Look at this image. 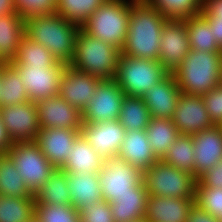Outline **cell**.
Instances as JSON below:
<instances>
[{
  "label": "cell",
  "instance_id": "40",
  "mask_svg": "<svg viewBox=\"0 0 222 222\" xmlns=\"http://www.w3.org/2000/svg\"><path fill=\"white\" fill-rule=\"evenodd\" d=\"M14 6L24 21L34 16L56 13V0H14Z\"/></svg>",
  "mask_w": 222,
  "mask_h": 222
},
{
  "label": "cell",
  "instance_id": "52",
  "mask_svg": "<svg viewBox=\"0 0 222 222\" xmlns=\"http://www.w3.org/2000/svg\"><path fill=\"white\" fill-rule=\"evenodd\" d=\"M219 222H222V215L218 218Z\"/></svg>",
  "mask_w": 222,
  "mask_h": 222
},
{
  "label": "cell",
  "instance_id": "25",
  "mask_svg": "<svg viewBox=\"0 0 222 222\" xmlns=\"http://www.w3.org/2000/svg\"><path fill=\"white\" fill-rule=\"evenodd\" d=\"M67 179L72 206L78 211L102 200L98 173H67Z\"/></svg>",
  "mask_w": 222,
  "mask_h": 222
},
{
  "label": "cell",
  "instance_id": "8",
  "mask_svg": "<svg viewBox=\"0 0 222 222\" xmlns=\"http://www.w3.org/2000/svg\"><path fill=\"white\" fill-rule=\"evenodd\" d=\"M7 155L13 161L33 195L46 183L48 177L56 169L43 155L35 141L16 142Z\"/></svg>",
  "mask_w": 222,
  "mask_h": 222
},
{
  "label": "cell",
  "instance_id": "35",
  "mask_svg": "<svg viewBox=\"0 0 222 222\" xmlns=\"http://www.w3.org/2000/svg\"><path fill=\"white\" fill-rule=\"evenodd\" d=\"M0 194L11 197H34L8 155H0Z\"/></svg>",
  "mask_w": 222,
  "mask_h": 222
},
{
  "label": "cell",
  "instance_id": "50",
  "mask_svg": "<svg viewBox=\"0 0 222 222\" xmlns=\"http://www.w3.org/2000/svg\"><path fill=\"white\" fill-rule=\"evenodd\" d=\"M30 222H39L35 217Z\"/></svg>",
  "mask_w": 222,
  "mask_h": 222
},
{
  "label": "cell",
  "instance_id": "34",
  "mask_svg": "<svg viewBox=\"0 0 222 222\" xmlns=\"http://www.w3.org/2000/svg\"><path fill=\"white\" fill-rule=\"evenodd\" d=\"M34 197H11L0 194V222H30L35 217Z\"/></svg>",
  "mask_w": 222,
  "mask_h": 222
},
{
  "label": "cell",
  "instance_id": "9",
  "mask_svg": "<svg viewBox=\"0 0 222 222\" xmlns=\"http://www.w3.org/2000/svg\"><path fill=\"white\" fill-rule=\"evenodd\" d=\"M98 174L102 199L109 203L131 192L143 181V173L139 169L118 157L104 159Z\"/></svg>",
  "mask_w": 222,
  "mask_h": 222
},
{
  "label": "cell",
  "instance_id": "12",
  "mask_svg": "<svg viewBox=\"0 0 222 222\" xmlns=\"http://www.w3.org/2000/svg\"><path fill=\"white\" fill-rule=\"evenodd\" d=\"M185 20L168 19L162 27L158 61L172 74L190 52Z\"/></svg>",
  "mask_w": 222,
  "mask_h": 222
},
{
  "label": "cell",
  "instance_id": "2",
  "mask_svg": "<svg viewBox=\"0 0 222 222\" xmlns=\"http://www.w3.org/2000/svg\"><path fill=\"white\" fill-rule=\"evenodd\" d=\"M81 27L57 13L25 20V35L47 48L60 62L69 65L75 53L77 34Z\"/></svg>",
  "mask_w": 222,
  "mask_h": 222
},
{
  "label": "cell",
  "instance_id": "22",
  "mask_svg": "<svg viewBox=\"0 0 222 222\" xmlns=\"http://www.w3.org/2000/svg\"><path fill=\"white\" fill-rule=\"evenodd\" d=\"M117 157L134 165L142 173L158 161L152 152L146 130L126 131Z\"/></svg>",
  "mask_w": 222,
  "mask_h": 222
},
{
  "label": "cell",
  "instance_id": "47",
  "mask_svg": "<svg viewBox=\"0 0 222 222\" xmlns=\"http://www.w3.org/2000/svg\"><path fill=\"white\" fill-rule=\"evenodd\" d=\"M212 28L217 45L222 49V20H207Z\"/></svg>",
  "mask_w": 222,
  "mask_h": 222
},
{
  "label": "cell",
  "instance_id": "41",
  "mask_svg": "<svg viewBox=\"0 0 222 222\" xmlns=\"http://www.w3.org/2000/svg\"><path fill=\"white\" fill-rule=\"evenodd\" d=\"M79 212L81 222H114L110 204L103 199L84 206Z\"/></svg>",
  "mask_w": 222,
  "mask_h": 222
},
{
  "label": "cell",
  "instance_id": "27",
  "mask_svg": "<svg viewBox=\"0 0 222 222\" xmlns=\"http://www.w3.org/2000/svg\"><path fill=\"white\" fill-rule=\"evenodd\" d=\"M146 134L155 157L160 160L167 148L180 136L172 119L151 118L146 127Z\"/></svg>",
  "mask_w": 222,
  "mask_h": 222
},
{
  "label": "cell",
  "instance_id": "7",
  "mask_svg": "<svg viewBox=\"0 0 222 222\" xmlns=\"http://www.w3.org/2000/svg\"><path fill=\"white\" fill-rule=\"evenodd\" d=\"M143 182L148 196L195 198L197 178L161 160L143 173Z\"/></svg>",
  "mask_w": 222,
  "mask_h": 222
},
{
  "label": "cell",
  "instance_id": "30",
  "mask_svg": "<svg viewBox=\"0 0 222 222\" xmlns=\"http://www.w3.org/2000/svg\"><path fill=\"white\" fill-rule=\"evenodd\" d=\"M184 20L191 50L222 52V49L217 45L212 28L201 13Z\"/></svg>",
  "mask_w": 222,
  "mask_h": 222
},
{
  "label": "cell",
  "instance_id": "32",
  "mask_svg": "<svg viewBox=\"0 0 222 222\" xmlns=\"http://www.w3.org/2000/svg\"><path fill=\"white\" fill-rule=\"evenodd\" d=\"M59 63L60 61L47 48L24 35L18 46L16 60L12 64L44 67Z\"/></svg>",
  "mask_w": 222,
  "mask_h": 222
},
{
  "label": "cell",
  "instance_id": "24",
  "mask_svg": "<svg viewBox=\"0 0 222 222\" xmlns=\"http://www.w3.org/2000/svg\"><path fill=\"white\" fill-rule=\"evenodd\" d=\"M148 192L142 181L131 192L110 202L114 222H132L146 217Z\"/></svg>",
  "mask_w": 222,
  "mask_h": 222
},
{
  "label": "cell",
  "instance_id": "31",
  "mask_svg": "<svg viewBox=\"0 0 222 222\" xmlns=\"http://www.w3.org/2000/svg\"><path fill=\"white\" fill-rule=\"evenodd\" d=\"M151 115L142 97L125 95L118 121L126 131L146 130Z\"/></svg>",
  "mask_w": 222,
  "mask_h": 222
},
{
  "label": "cell",
  "instance_id": "17",
  "mask_svg": "<svg viewBox=\"0 0 222 222\" xmlns=\"http://www.w3.org/2000/svg\"><path fill=\"white\" fill-rule=\"evenodd\" d=\"M172 120L181 135H193L214 126L199 95L181 93Z\"/></svg>",
  "mask_w": 222,
  "mask_h": 222
},
{
  "label": "cell",
  "instance_id": "11",
  "mask_svg": "<svg viewBox=\"0 0 222 222\" xmlns=\"http://www.w3.org/2000/svg\"><path fill=\"white\" fill-rule=\"evenodd\" d=\"M125 94L113 80H103L96 89L93 99L82 111L85 123L95 124L118 120Z\"/></svg>",
  "mask_w": 222,
  "mask_h": 222
},
{
  "label": "cell",
  "instance_id": "13",
  "mask_svg": "<svg viewBox=\"0 0 222 222\" xmlns=\"http://www.w3.org/2000/svg\"><path fill=\"white\" fill-rule=\"evenodd\" d=\"M0 114L13 143L36 140L41 130L36 103L29 101L10 107L1 106Z\"/></svg>",
  "mask_w": 222,
  "mask_h": 222
},
{
  "label": "cell",
  "instance_id": "14",
  "mask_svg": "<svg viewBox=\"0 0 222 222\" xmlns=\"http://www.w3.org/2000/svg\"><path fill=\"white\" fill-rule=\"evenodd\" d=\"M103 80L89 73L81 72L70 65L62 74L58 95L70 105L83 111L96 94L97 86Z\"/></svg>",
  "mask_w": 222,
  "mask_h": 222
},
{
  "label": "cell",
  "instance_id": "39",
  "mask_svg": "<svg viewBox=\"0 0 222 222\" xmlns=\"http://www.w3.org/2000/svg\"><path fill=\"white\" fill-rule=\"evenodd\" d=\"M195 204L218 219L222 215V188L206 187L197 180Z\"/></svg>",
  "mask_w": 222,
  "mask_h": 222
},
{
  "label": "cell",
  "instance_id": "43",
  "mask_svg": "<svg viewBox=\"0 0 222 222\" xmlns=\"http://www.w3.org/2000/svg\"><path fill=\"white\" fill-rule=\"evenodd\" d=\"M203 186L222 188V160L197 179Z\"/></svg>",
  "mask_w": 222,
  "mask_h": 222
},
{
  "label": "cell",
  "instance_id": "42",
  "mask_svg": "<svg viewBox=\"0 0 222 222\" xmlns=\"http://www.w3.org/2000/svg\"><path fill=\"white\" fill-rule=\"evenodd\" d=\"M201 97L214 125H222V83Z\"/></svg>",
  "mask_w": 222,
  "mask_h": 222
},
{
  "label": "cell",
  "instance_id": "1",
  "mask_svg": "<svg viewBox=\"0 0 222 222\" xmlns=\"http://www.w3.org/2000/svg\"><path fill=\"white\" fill-rule=\"evenodd\" d=\"M168 19L146 0L130 2V18L121 55L158 60L162 27Z\"/></svg>",
  "mask_w": 222,
  "mask_h": 222
},
{
  "label": "cell",
  "instance_id": "15",
  "mask_svg": "<svg viewBox=\"0 0 222 222\" xmlns=\"http://www.w3.org/2000/svg\"><path fill=\"white\" fill-rule=\"evenodd\" d=\"M40 128L80 130L82 111L70 105L59 95L36 102Z\"/></svg>",
  "mask_w": 222,
  "mask_h": 222
},
{
  "label": "cell",
  "instance_id": "53",
  "mask_svg": "<svg viewBox=\"0 0 222 222\" xmlns=\"http://www.w3.org/2000/svg\"><path fill=\"white\" fill-rule=\"evenodd\" d=\"M221 83H222V66H221Z\"/></svg>",
  "mask_w": 222,
  "mask_h": 222
},
{
  "label": "cell",
  "instance_id": "49",
  "mask_svg": "<svg viewBox=\"0 0 222 222\" xmlns=\"http://www.w3.org/2000/svg\"><path fill=\"white\" fill-rule=\"evenodd\" d=\"M132 222H148V221L146 220V218H142L140 220H135V221H132Z\"/></svg>",
  "mask_w": 222,
  "mask_h": 222
},
{
  "label": "cell",
  "instance_id": "46",
  "mask_svg": "<svg viewBox=\"0 0 222 222\" xmlns=\"http://www.w3.org/2000/svg\"><path fill=\"white\" fill-rule=\"evenodd\" d=\"M13 144L0 114V155H7Z\"/></svg>",
  "mask_w": 222,
  "mask_h": 222
},
{
  "label": "cell",
  "instance_id": "36",
  "mask_svg": "<svg viewBox=\"0 0 222 222\" xmlns=\"http://www.w3.org/2000/svg\"><path fill=\"white\" fill-rule=\"evenodd\" d=\"M105 0H56V13L80 27Z\"/></svg>",
  "mask_w": 222,
  "mask_h": 222
},
{
  "label": "cell",
  "instance_id": "16",
  "mask_svg": "<svg viewBox=\"0 0 222 222\" xmlns=\"http://www.w3.org/2000/svg\"><path fill=\"white\" fill-rule=\"evenodd\" d=\"M126 130L118 120L95 124L83 122L80 134L104 159L117 157Z\"/></svg>",
  "mask_w": 222,
  "mask_h": 222
},
{
  "label": "cell",
  "instance_id": "45",
  "mask_svg": "<svg viewBox=\"0 0 222 222\" xmlns=\"http://www.w3.org/2000/svg\"><path fill=\"white\" fill-rule=\"evenodd\" d=\"M186 222H219V220L194 204L190 209Z\"/></svg>",
  "mask_w": 222,
  "mask_h": 222
},
{
  "label": "cell",
  "instance_id": "51",
  "mask_svg": "<svg viewBox=\"0 0 222 222\" xmlns=\"http://www.w3.org/2000/svg\"><path fill=\"white\" fill-rule=\"evenodd\" d=\"M0 73H1V64H0ZM0 91H1V83H0ZM0 107H1V100H0Z\"/></svg>",
  "mask_w": 222,
  "mask_h": 222
},
{
  "label": "cell",
  "instance_id": "19",
  "mask_svg": "<svg viewBox=\"0 0 222 222\" xmlns=\"http://www.w3.org/2000/svg\"><path fill=\"white\" fill-rule=\"evenodd\" d=\"M80 130L41 128L35 142L50 163L59 169L66 161Z\"/></svg>",
  "mask_w": 222,
  "mask_h": 222
},
{
  "label": "cell",
  "instance_id": "10",
  "mask_svg": "<svg viewBox=\"0 0 222 222\" xmlns=\"http://www.w3.org/2000/svg\"><path fill=\"white\" fill-rule=\"evenodd\" d=\"M65 63L60 62L53 66H22L14 65L19 71L24 88L27 90L31 102L58 95L60 79L66 68Z\"/></svg>",
  "mask_w": 222,
  "mask_h": 222
},
{
  "label": "cell",
  "instance_id": "37",
  "mask_svg": "<svg viewBox=\"0 0 222 222\" xmlns=\"http://www.w3.org/2000/svg\"><path fill=\"white\" fill-rule=\"evenodd\" d=\"M167 19L184 20L202 11V0H146Z\"/></svg>",
  "mask_w": 222,
  "mask_h": 222
},
{
  "label": "cell",
  "instance_id": "4",
  "mask_svg": "<svg viewBox=\"0 0 222 222\" xmlns=\"http://www.w3.org/2000/svg\"><path fill=\"white\" fill-rule=\"evenodd\" d=\"M120 55V49L80 28L76 38L75 53L69 65L102 80H113Z\"/></svg>",
  "mask_w": 222,
  "mask_h": 222
},
{
  "label": "cell",
  "instance_id": "38",
  "mask_svg": "<svg viewBox=\"0 0 222 222\" xmlns=\"http://www.w3.org/2000/svg\"><path fill=\"white\" fill-rule=\"evenodd\" d=\"M35 218L39 222H81L80 212L64 204H35Z\"/></svg>",
  "mask_w": 222,
  "mask_h": 222
},
{
  "label": "cell",
  "instance_id": "23",
  "mask_svg": "<svg viewBox=\"0 0 222 222\" xmlns=\"http://www.w3.org/2000/svg\"><path fill=\"white\" fill-rule=\"evenodd\" d=\"M104 158L79 134L73 142L72 149L65 163L59 168L65 173H99Z\"/></svg>",
  "mask_w": 222,
  "mask_h": 222
},
{
  "label": "cell",
  "instance_id": "33",
  "mask_svg": "<svg viewBox=\"0 0 222 222\" xmlns=\"http://www.w3.org/2000/svg\"><path fill=\"white\" fill-rule=\"evenodd\" d=\"M164 163L194 175V146L192 135H181L167 148L160 159Z\"/></svg>",
  "mask_w": 222,
  "mask_h": 222
},
{
  "label": "cell",
  "instance_id": "29",
  "mask_svg": "<svg viewBox=\"0 0 222 222\" xmlns=\"http://www.w3.org/2000/svg\"><path fill=\"white\" fill-rule=\"evenodd\" d=\"M0 83L1 106L10 107L30 101L19 71L13 64H1Z\"/></svg>",
  "mask_w": 222,
  "mask_h": 222
},
{
  "label": "cell",
  "instance_id": "28",
  "mask_svg": "<svg viewBox=\"0 0 222 222\" xmlns=\"http://www.w3.org/2000/svg\"><path fill=\"white\" fill-rule=\"evenodd\" d=\"M34 199L36 204L72 205L67 173L56 168L46 183L34 195Z\"/></svg>",
  "mask_w": 222,
  "mask_h": 222
},
{
  "label": "cell",
  "instance_id": "20",
  "mask_svg": "<svg viewBox=\"0 0 222 222\" xmlns=\"http://www.w3.org/2000/svg\"><path fill=\"white\" fill-rule=\"evenodd\" d=\"M181 90L173 74H168L143 94L142 99L150 111L151 118L172 119Z\"/></svg>",
  "mask_w": 222,
  "mask_h": 222
},
{
  "label": "cell",
  "instance_id": "6",
  "mask_svg": "<svg viewBox=\"0 0 222 222\" xmlns=\"http://www.w3.org/2000/svg\"><path fill=\"white\" fill-rule=\"evenodd\" d=\"M168 74L158 60L120 55L114 80L125 95L142 97Z\"/></svg>",
  "mask_w": 222,
  "mask_h": 222
},
{
  "label": "cell",
  "instance_id": "48",
  "mask_svg": "<svg viewBox=\"0 0 222 222\" xmlns=\"http://www.w3.org/2000/svg\"><path fill=\"white\" fill-rule=\"evenodd\" d=\"M14 0H0V16L15 14Z\"/></svg>",
  "mask_w": 222,
  "mask_h": 222
},
{
  "label": "cell",
  "instance_id": "5",
  "mask_svg": "<svg viewBox=\"0 0 222 222\" xmlns=\"http://www.w3.org/2000/svg\"><path fill=\"white\" fill-rule=\"evenodd\" d=\"M131 1L105 0L81 28L97 39L122 50L128 32Z\"/></svg>",
  "mask_w": 222,
  "mask_h": 222
},
{
  "label": "cell",
  "instance_id": "3",
  "mask_svg": "<svg viewBox=\"0 0 222 222\" xmlns=\"http://www.w3.org/2000/svg\"><path fill=\"white\" fill-rule=\"evenodd\" d=\"M222 52L190 50L172 73L181 93L202 96L221 83Z\"/></svg>",
  "mask_w": 222,
  "mask_h": 222
},
{
  "label": "cell",
  "instance_id": "26",
  "mask_svg": "<svg viewBox=\"0 0 222 222\" xmlns=\"http://www.w3.org/2000/svg\"><path fill=\"white\" fill-rule=\"evenodd\" d=\"M24 35L25 21L18 13L0 16V64H12L16 60Z\"/></svg>",
  "mask_w": 222,
  "mask_h": 222
},
{
  "label": "cell",
  "instance_id": "18",
  "mask_svg": "<svg viewBox=\"0 0 222 222\" xmlns=\"http://www.w3.org/2000/svg\"><path fill=\"white\" fill-rule=\"evenodd\" d=\"M194 146V176L201 175L222 160V126L214 125L192 135Z\"/></svg>",
  "mask_w": 222,
  "mask_h": 222
},
{
  "label": "cell",
  "instance_id": "44",
  "mask_svg": "<svg viewBox=\"0 0 222 222\" xmlns=\"http://www.w3.org/2000/svg\"><path fill=\"white\" fill-rule=\"evenodd\" d=\"M201 14L206 20H222V0H202Z\"/></svg>",
  "mask_w": 222,
  "mask_h": 222
},
{
  "label": "cell",
  "instance_id": "21",
  "mask_svg": "<svg viewBox=\"0 0 222 222\" xmlns=\"http://www.w3.org/2000/svg\"><path fill=\"white\" fill-rule=\"evenodd\" d=\"M195 204V198H174L148 196V222H186L190 209Z\"/></svg>",
  "mask_w": 222,
  "mask_h": 222
}]
</instances>
